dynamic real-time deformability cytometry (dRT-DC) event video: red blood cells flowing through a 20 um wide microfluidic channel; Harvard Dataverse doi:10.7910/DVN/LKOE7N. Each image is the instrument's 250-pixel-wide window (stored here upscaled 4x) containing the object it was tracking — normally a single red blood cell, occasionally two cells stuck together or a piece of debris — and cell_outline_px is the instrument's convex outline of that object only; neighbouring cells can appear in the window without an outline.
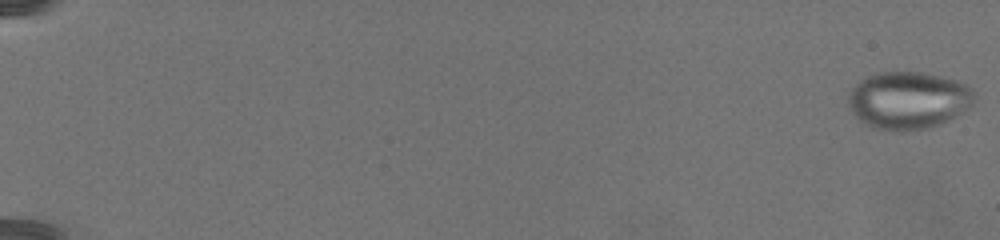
{"species": "common noctule bat (a hibernating species)", "species_latin": "Nyctalus noctula", "temperature_condition": "warm", "stored_images_in_passage": 79, "camera_frame_rate_fps": 3000, "um_per_image_px": 0.085, "animal": {"sex": "female", "body_mass_g": 19.5, "forearm_length_mm": 54.1}, "frame": {"image": 1, "passage_image": 1, "time_ms": 0.0, "image_size_px": [1000, 240], "cell_outline_px": [[976, 96], [972, 104], [968, 108], [948, 120], [940, 124], [924, 128], [904, 132], [896, 132], [872, 128], [864, 124], [852, 112], [848, 104], [848, 96], [852, 88], [864, 76], [880, 72], [920, 72], [956, 80], [972, 88], [976, 92]], "centroid_in_image_um": [77.18, 8.53], "position_along_channel_um": 7.8, "area_um2": 42.43}}
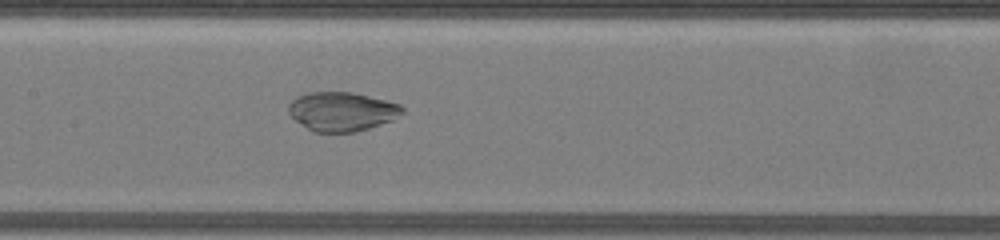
{"frame": {"image": 2, "passage_image": 43, "time_ms": 14.0, "image_size_px": [1000, 240], "cell_outline_px": [[404, 112], [392, 120], [356, 132], [316, 132], [308, 128], [296, 120], [288, 112], [288, 104], [296, 96], [308, 92], [352, 92], [400, 104], [404, 108]], "centroid_in_image_um": [29.05, 9.47], "position_along_channel_um": 178.3, "area_um2": 25.72}}
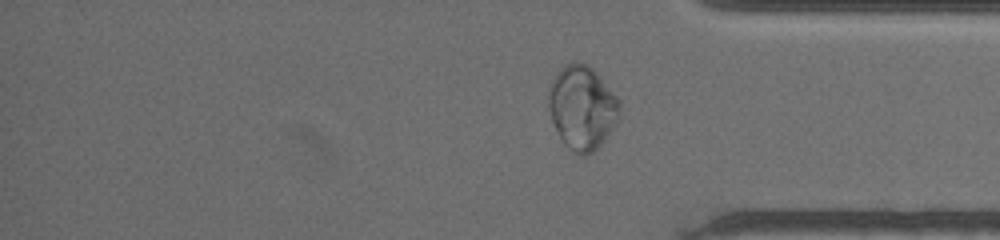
{"frame": {"image": 3, "passage_image": 66, "time_ms": 21.667, "image_size_px": [1000, 240], "cell_outline_px": [[620, 112], [616, 124], [600, 144], [592, 152], [584, 156], [580, 156], [568, 148], [564, 144], [552, 120], [548, 108], [548, 92], [552, 80], [556, 72], [560, 68], [568, 64], [588, 64], [596, 72], [620, 100]], "centroid_in_image_um": [49.48, 9.15], "position_along_channel_um": 385.7, "area_um2": 34.39}}